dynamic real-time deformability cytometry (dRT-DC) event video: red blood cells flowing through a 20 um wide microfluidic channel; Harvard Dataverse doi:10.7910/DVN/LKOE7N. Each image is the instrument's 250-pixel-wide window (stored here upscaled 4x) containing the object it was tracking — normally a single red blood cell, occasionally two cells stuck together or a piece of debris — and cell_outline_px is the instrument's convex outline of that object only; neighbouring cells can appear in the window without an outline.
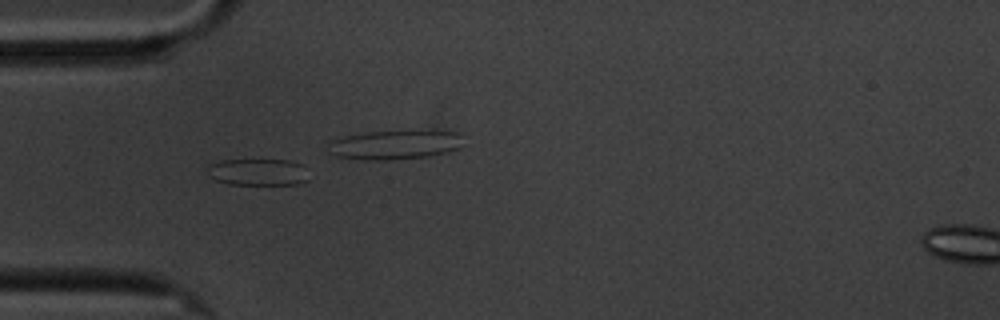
{"species": "common noctule bat (a hibernating species)", "species_latin": "Nyctalus noctula", "temperature_condition": "cold", "stored_images_in_passage": 11, "camera_frame_rate_fps": 3000, "um_per_image_px": 0.085, "animal": {"sex": "male", "body_mass_g": 20.1, "forearm_length_mm": 53.5}, "frame": {"image": 1, "passage_image": 5, "time_ms": 5.333, "image_size_px": [1000, 320], "cell_outline_px": [[308, 180], [296, 184], [228, 184], [216, 180], [212, 176], [208, 168], [212, 164], [220, 160], [292, 160], [304, 164]], "centroid_in_image_um": [22.0, 14.62], "position_along_channel_um": 63.0, "area_um2": 15.66}}